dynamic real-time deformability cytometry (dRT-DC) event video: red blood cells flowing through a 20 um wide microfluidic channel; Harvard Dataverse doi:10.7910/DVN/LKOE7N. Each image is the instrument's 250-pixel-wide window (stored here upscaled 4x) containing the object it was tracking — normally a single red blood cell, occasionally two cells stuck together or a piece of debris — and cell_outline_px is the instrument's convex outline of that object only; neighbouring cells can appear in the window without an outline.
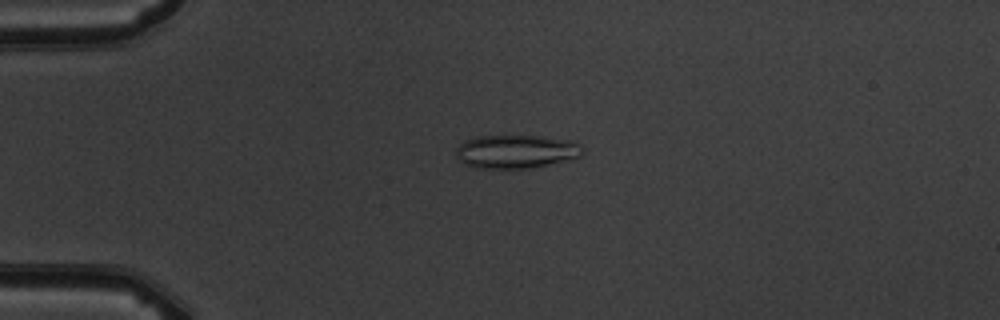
{"species": "common noctule bat (a hibernating species)", "species_latin": "Nyctalus noctula", "temperature_condition": "warm", "stored_images_in_passage": 9, "camera_frame_rate_fps": 3000, "um_per_image_px": 0.085, "animal": {"sex": "male", "body_mass_g": 19.5, "forearm_length_mm": 54.6}, "frame": {"image": 1, "passage_image": 4, "time_ms": 3.333, "image_size_px": [1000, 320], "cell_outline_px": [[580, 156], [532, 168], [476, 168], [464, 164], [456, 156], [456, 148], [464, 140], [476, 136], [544, 136], [572, 140], [580, 144]], "centroid_in_image_um": [43.81, 12.87], "position_along_channel_um": 41.2, "area_um2": 24.57}}
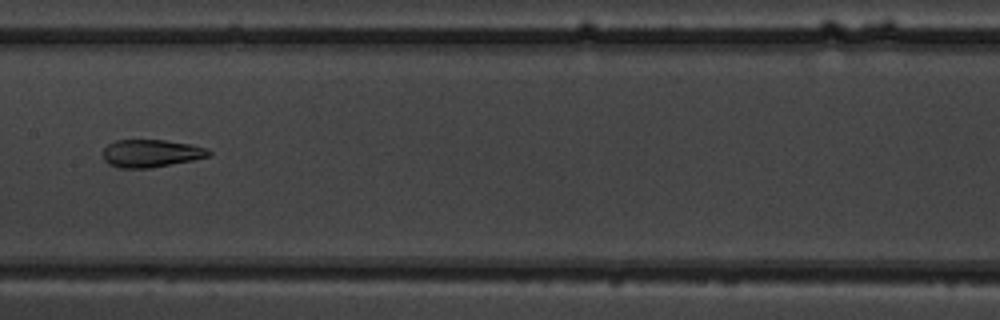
{"frame": {"image": 2, "passage_image": 8, "time_ms": 8.0, "image_size_px": [1000, 320], "cell_outline_px": [[212, 156], [192, 160], [148, 168], [120, 168], [108, 164], [104, 160], [104, 148], [108, 144], [116, 140], [164, 140], [188, 144], [208, 148], [212, 152]], "centroid_in_image_um": [12.85, 13.03], "position_along_channel_um": 194.5, "area_um2": 16.99}}
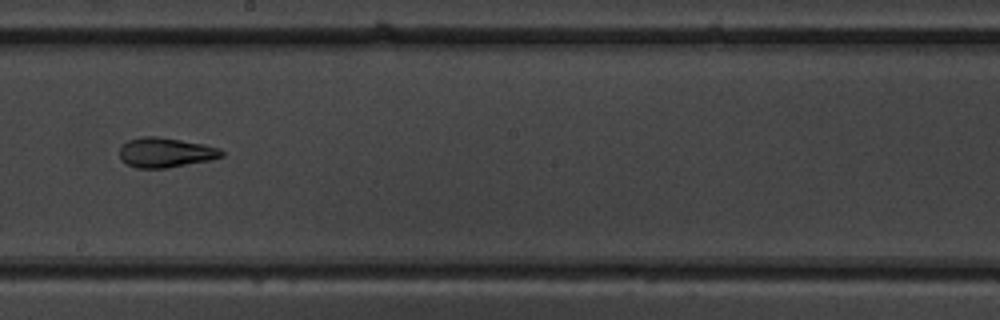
{"frame": {"image": 3, "passage_image": 9, "time_ms": 9.0, "image_size_px": [1000, 320], "cell_outline_px": [[224, 156], [208, 160], [168, 168], [136, 168], [120, 160], [120, 148], [128, 140], [140, 136], [156, 136], [204, 144], [220, 148], [224, 152]], "centroid_in_image_um": [14.06, 12.96], "position_along_channel_um": 234.1, "area_um2": 17.69}}